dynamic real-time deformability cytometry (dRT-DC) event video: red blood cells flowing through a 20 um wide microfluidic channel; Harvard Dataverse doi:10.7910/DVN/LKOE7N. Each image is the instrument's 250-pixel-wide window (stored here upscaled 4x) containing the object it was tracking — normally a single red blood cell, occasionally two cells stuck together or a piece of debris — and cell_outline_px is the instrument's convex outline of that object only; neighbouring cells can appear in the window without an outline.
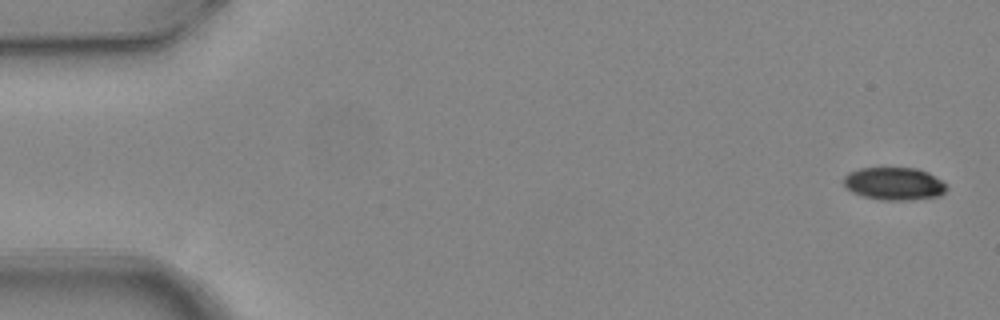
{"species": "common noctule bat (a hibernating species)", "species_latin": "Nyctalus noctula", "temperature_condition": "warm", "stored_images_in_passage": 4, "camera_frame_rate_fps": 3000, "um_per_image_px": 0.085, "animal": {"sex": "female", "body_mass_g": 24.6, "forearm_length_mm": 56.2}, "frame": {"image": 1, "passage_image": 1, "time_ms": 0.0, "image_size_px": [1000, 320], "cell_outline_px": [[948, 188], [940, 196], [908, 200], [880, 200], [864, 196], [852, 192], [844, 184], [844, 176], [848, 172], [860, 168], [916, 168], [928, 172], [940, 180]], "centroid_in_image_um": [75.99, 15.61], "position_along_channel_um": 9.0, "area_um2": 19.54}}
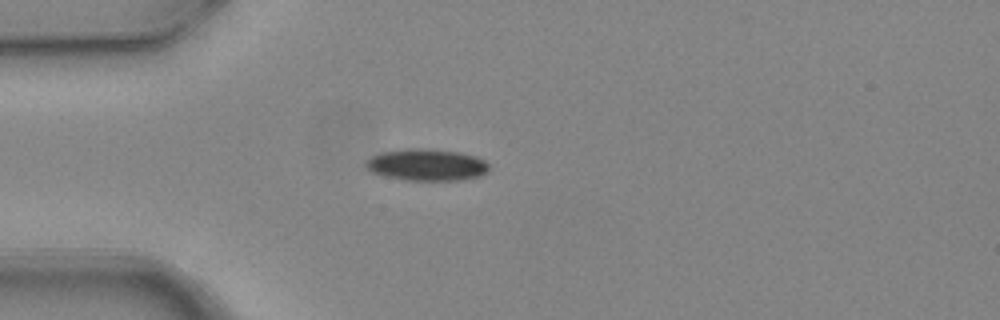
{"frame": {"image": 2, "passage_image": 4, "time_ms": 1.0, "image_size_px": [1000, 320], "cell_outline_px": [[488, 172], [480, 176], [460, 180], [408, 180], [384, 176], [372, 172], [364, 164], [372, 156], [384, 152], [408, 148], [420, 148], [460, 152], [476, 156], [484, 160], [488, 164]], "centroid_in_image_um": [36.3, 14.01], "position_along_channel_um": 48.7, "area_um2": 22.66}}